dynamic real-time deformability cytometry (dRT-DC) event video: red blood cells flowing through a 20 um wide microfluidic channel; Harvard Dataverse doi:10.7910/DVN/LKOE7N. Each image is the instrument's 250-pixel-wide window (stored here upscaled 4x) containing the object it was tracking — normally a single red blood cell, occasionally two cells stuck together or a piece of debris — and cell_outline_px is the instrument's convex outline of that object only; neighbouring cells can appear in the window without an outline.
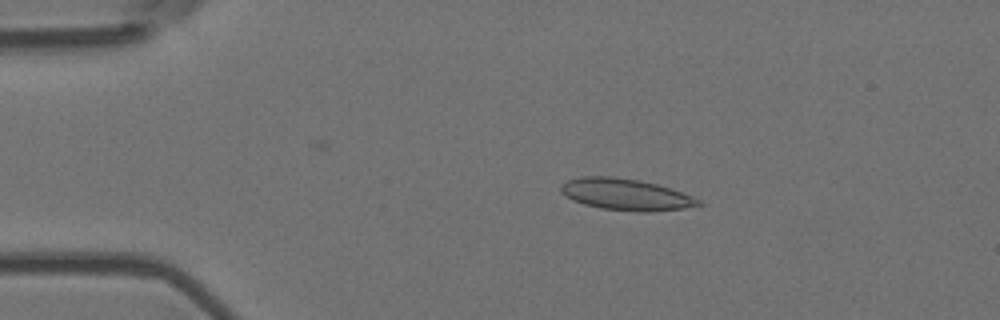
{"species": "Egyptian fruit bat (a non-hibernating species)", "species_latin": "Rousettus aegyptiacus", "temperature_condition": "room temperature", "stored_images_in_passage": 4, "camera_frame_rate_fps": 3000, "um_per_image_px": 0.085, "animal": {"sex": "female"}, "frame": {"image": 1, "passage_image": 2, "time_ms": 0.333, "image_size_px": [1000, 320], "cell_outline_px": [[704, 204], [684, 208], [648, 212], [636, 212], [600, 208], [584, 204], [572, 200], [560, 192], [560, 184], [568, 180], [580, 176], [612, 176], [640, 180], [656, 184], [692, 196], [700, 200]], "centroid_in_image_um": [53.15, 16.53], "position_along_channel_um": 31.9, "area_um2": 25.32}}
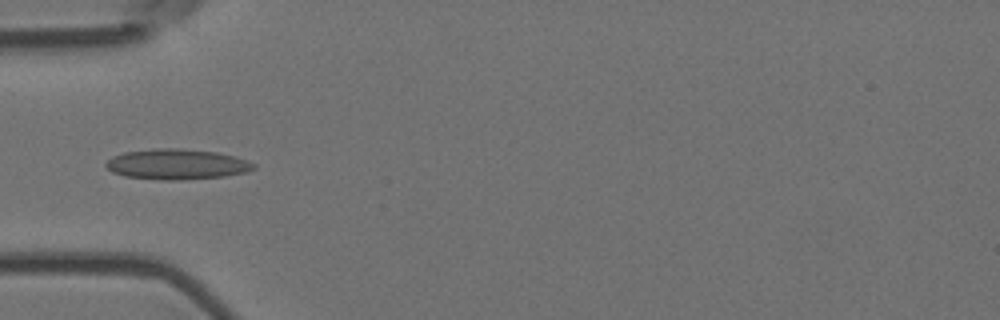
{"frame": {"image": 2, "passage_image": 4, "time_ms": 1.0, "image_size_px": [1000, 320], "cell_outline_px": [[256, 168], [248, 172], [224, 176], [180, 180], [160, 180], [124, 176], [112, 172], [104, 164], [112, 156], [124, 152], [152, 148], [180, 148], [216, 152], [232, 156], [256, 164]], "centroid_in_image_um": [15.0, 13.96], "position_along_channel_um": 70.0, "area_um2": 26.24}}